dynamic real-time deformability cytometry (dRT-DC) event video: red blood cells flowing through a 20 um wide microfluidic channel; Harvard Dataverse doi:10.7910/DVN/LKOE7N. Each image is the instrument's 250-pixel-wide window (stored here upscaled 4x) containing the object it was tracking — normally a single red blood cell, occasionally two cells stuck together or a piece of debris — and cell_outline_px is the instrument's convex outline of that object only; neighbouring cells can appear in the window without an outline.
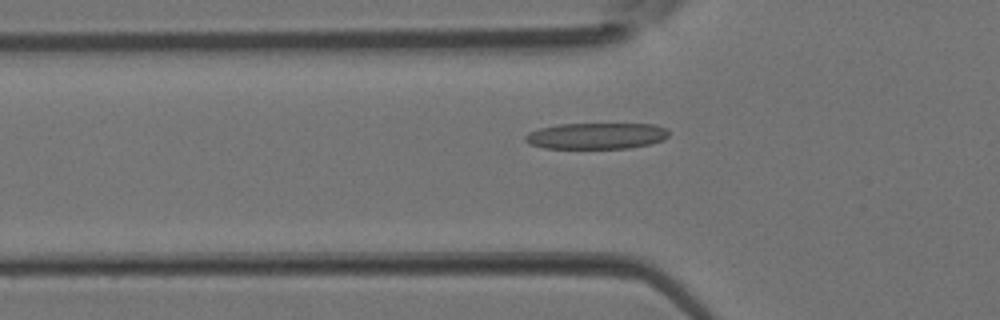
{"species": "Egyptian fruit bat (a non-hibernating species)", "species_latin": "Rousettus aegyptiacus", "temperature_condition": "room temperature", "stored_images_in_passage": 6, "camera_frame_rate_fps": 3000, "um_per_image_px": 0.085, "animal": {"sex": "female"}, "frame": {"image": 1, "passage_image": 6, "time_ms": 1.667, "image_size_px": [1000, 320], "cell_outline_px": [[668, 136], [664, 140], [652, 144], [628, 148], [544, 148], [528, 144], [524, 140], [524, 136], [528, 132], [540, 128], [560, 124], [656, 124], [668, 128]], "centroid_in_image_um": [50.71, 11.55], "position_along_channel_um": 75.1, "area_um2": 22.14}}